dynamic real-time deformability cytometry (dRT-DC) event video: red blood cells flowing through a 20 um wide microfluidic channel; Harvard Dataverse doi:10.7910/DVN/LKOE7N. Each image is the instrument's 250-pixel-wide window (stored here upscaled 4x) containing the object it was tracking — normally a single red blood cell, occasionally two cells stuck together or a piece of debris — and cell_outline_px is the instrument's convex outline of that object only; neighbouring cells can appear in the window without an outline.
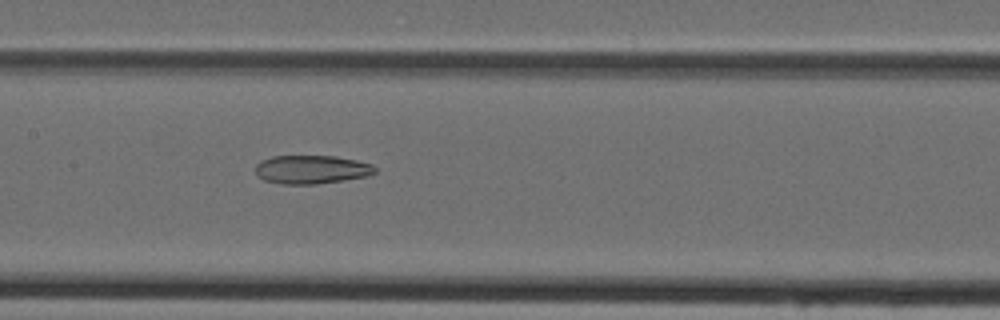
{"species": "Egyptian fruit bat (a non-hibernating species)", "species_latin": "Rousettus aegyptiacus", "temperature_condition": "cold", "stored_images_in_passage": 46, "camera_frame_rate_fps": 3000, "um_per_image_px": 0.085, "animal": {"sex": "female"}, "frame": {"image": 1, "passage_image": 22, "time_ms": 7.0, "image_size_px": [1000, 320], "cell_outline_px": [[376, 172], [368, 176], [344, 180], [316, 184], [280, 184], [264, 180], [256, 176], [256, 164], [260, 160], [272, 156], [336, 156], [356, 160], [372, 164], [376, 168]], "centroid_in_image_um": [26.46, 14.41], "position_along_channel_um": 180.9, "area_um2": 20.06}}
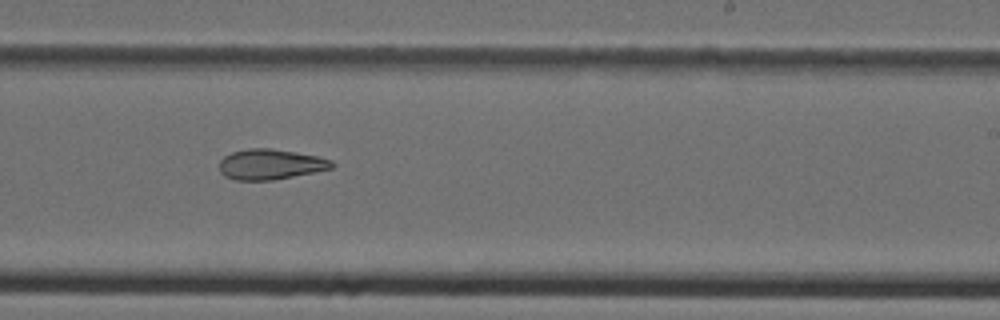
{"frame": {"image": 2, "passage_image": 28, "time_ms": 9.0, "image_size_px": [1000, 320], "cell_outline_px": [[336, 164], [332, 168], [272, 180], [236, 180], [224, 176], [220, 172], [220, 160], [224, 156], [232, 152], [248, 148], [268, 148], [296, 152], [316, 156], [332, 160]], "centroid_in_image_um": [22.96, 13.96], "position_along_channel_um": 266.0, "area_um2": 19.77}}
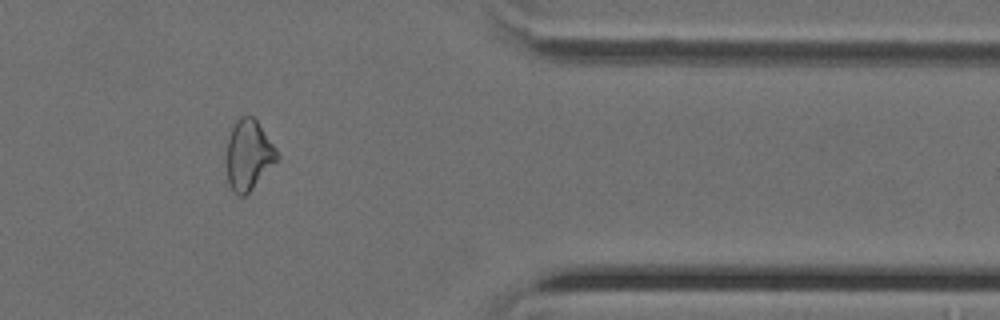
{"frame": {"image": 3, "passage_image": 38, "time_ms": 12.333, "image_size_px": [1000, 320], "cell_outline_px": [[280, 156], [252, 188], [244, 196], [240, 196], [228, 184], [228, 136], [236, 120], [240, 116], [252, 116], [256, 120], [276, 148]], "centroid_in_image_um": [21.14, 13.14], "position_along_channel_um": 390.3, "area_um2": 20.0}}